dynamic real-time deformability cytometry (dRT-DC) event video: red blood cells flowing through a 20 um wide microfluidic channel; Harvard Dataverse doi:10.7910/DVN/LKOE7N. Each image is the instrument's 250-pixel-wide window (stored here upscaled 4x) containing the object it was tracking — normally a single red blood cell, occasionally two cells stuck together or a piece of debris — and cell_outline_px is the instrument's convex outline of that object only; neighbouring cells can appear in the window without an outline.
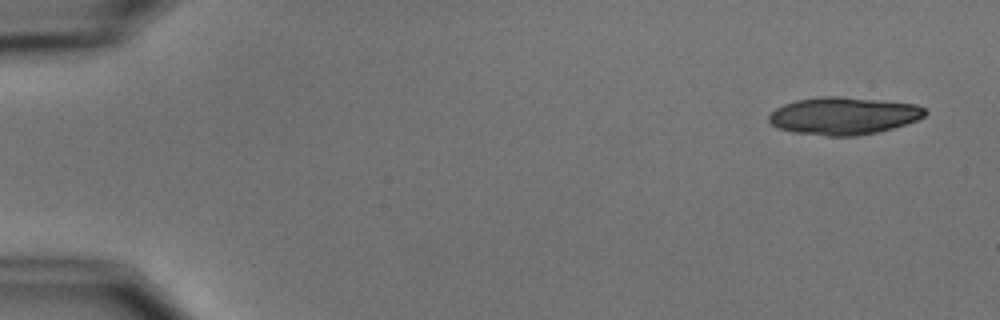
{"species": "common noctule bat (a hibernating species)", "species_latin": "Nyctalus noctula", "temperature_condition": "cold", "stored_images_in_passage": 6, "camera_frame_rate_fps": 3000, "um_per_image_px": 0.085, "animal": {"sex": "male", "body_mass_g": 15.6}, "frame": {"image": 1, "passage_image": 1, "time_ms": 0.0, "image_size_px": [1000, 320], "cell_outline_px": [[928, 112], [924, 116], [916, 120], [892, 128], [876, 132], [856, 136], [828, 136], [792, 132], [780, 128], [772, 124], [768, 120], [768, 116], [776, 108], [784, 104], [796, 100], [824, 96], [840, 96], [880, 100], [916, 104], [924, 108]], "centroid_in_image_um": [71.69, 9.84], "position_along_channel_um": 13.3, "area_um2": 33.93}}